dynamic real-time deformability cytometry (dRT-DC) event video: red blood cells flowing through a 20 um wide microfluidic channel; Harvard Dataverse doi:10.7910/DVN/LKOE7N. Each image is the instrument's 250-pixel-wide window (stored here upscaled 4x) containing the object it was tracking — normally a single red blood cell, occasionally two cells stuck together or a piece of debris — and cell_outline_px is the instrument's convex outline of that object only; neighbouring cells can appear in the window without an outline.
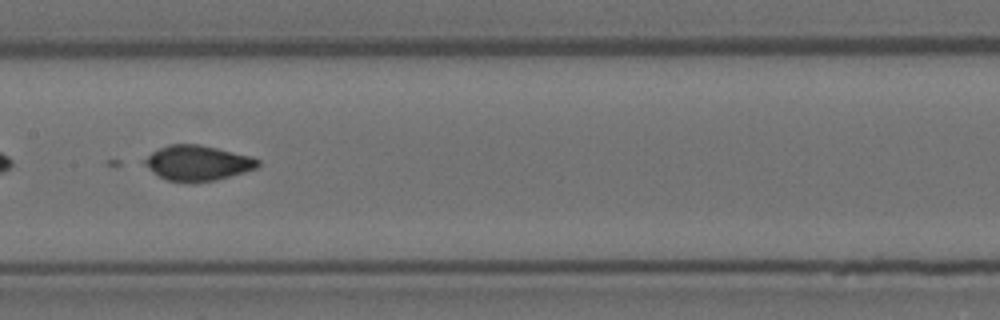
{"species": "Egyptian fruit bat (a non-hibernating species)", "species_latin": "Rousettus aegyptiacus", "temperature_condition": "room temperature", "stored_images_in_passage": 54, "camera_frame_rate_fps": 3000, "um_per_image_px": 0.085, "animal": {"sex": "female"}, "frame": {"image": 1, "passage_image": 26, "time_ms": 8.333, "image_size_px": [1000, 320], "cell_outline_px": [[260, 164], [256, 168], [244, 172], [216, 180], [168, 180], [152, 172], [140, 160], [152, 152], [168, 144], [200, 144], [252, 156], [260, 160]], "centroid_in_image_um": [16.79, 13.81], "position_along_channel_um": 190.6, "area_um2": 22.89}}
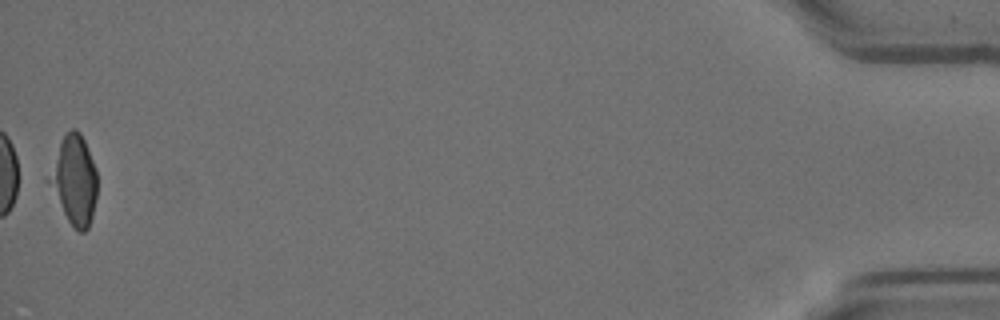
{"frame": {"image": 2, "passage_image": 54, "time_ms": 17.667, "image_size_px": [1000, 320], "cell_outline_px": [[96, 200], [92, 216], [88, 228], [84, 232], [80, 232], [72, 228], [48, 180], [60, 144], [64, 136], [72, 128], [76, 128], [80, 132], [84, 140], [96, 168]], "centroid_in_image_um": [6.36, 15.33], "position_along_channel_um": 428.8, "area_um2": 23.99}}